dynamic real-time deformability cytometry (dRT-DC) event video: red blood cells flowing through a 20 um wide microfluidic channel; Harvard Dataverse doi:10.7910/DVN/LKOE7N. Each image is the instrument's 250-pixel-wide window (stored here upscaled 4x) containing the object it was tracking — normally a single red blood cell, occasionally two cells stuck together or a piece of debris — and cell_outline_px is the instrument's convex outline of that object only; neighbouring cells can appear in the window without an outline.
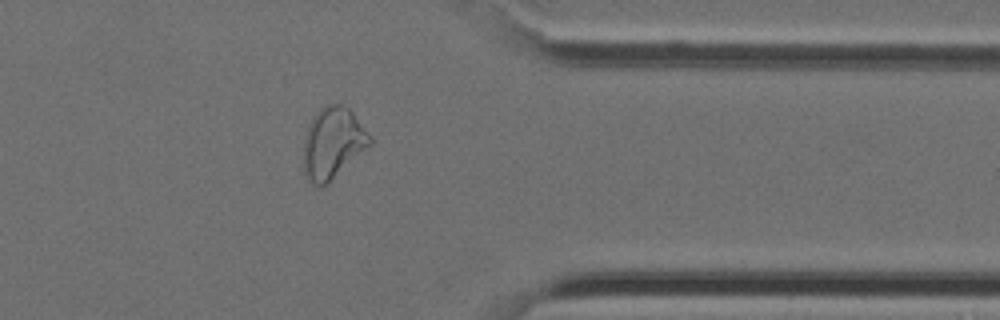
{"species": "Egyptian fruit bat (a non-hibernating species)", "species_latin": "Rousettus aegyptiacus", "temperature_condition": "cold", "stored_images_in_passage": 29, "camera_frame_rate_fps": 3000, "um_per_image_px": 0.085, "animal": {"sex": "female"}, "frame": {"image": 1, "passage_image": 21, "time_ms": 6.667, "image_size_px": [1000, 320], "cell_outline_px": [[372, 144], [328, 184], [320, 188], [312, 184], [304, 176], [304, 136], [312, 116], [320, 108], [328, 104], [344, 104], [352, 112], [372, 136]], "centroid_in_image_um": [28.29, 12.18], "position_along_channel_um": 383.1, "area_um2": 27.98}}